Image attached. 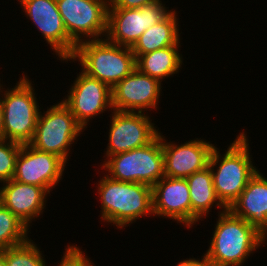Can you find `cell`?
<instances>
[{"label": "cell", "mask_w": 267, "mask_h": 266, "mask_svg": "<svg viewBox=\"0 0 267 266\" xmlns=\"http://www.w3.org/2000/svg\"><path fill=\"white\" fill-rule=\"evenodd\" d=\"M60 61H78L82 72L102 81L111 89L136 68L131 48L116 45L106 38L81 42L76 45L69 59Z\"/></svg>", "instance_id": "4"}, {"label": "cell", "mask_w": 267, "mask_h": 266, "mask_svg": "<svg viewBox=\"0 0 267 266\" xmlns=\"http://www.w3.org/2000/svg\"><path fill=\"white\" fill-rule=\"evenodd\" d=\"M173 11L163 20L154 24L138 38L131 50L137 59L140 55L153 52L168 46L181 45L179 16Z\"/></svg>", "instance_id": "20"}, {"label": "cell", "mask_w": 267, "mask_h": 266, "mask_svg": "<svg viewBox=\"0 0 267 266\" xmlns=\"http://www.w3.org/2000/svg\"><path fill=\"white\" fill-rule=\"evenodd\" d=\"M189 185L191 199V228L203 221L209 215L213 207H217L220 212L227 208L218 199L210 167L197 171L186 178ZM222 210V211H221Z\"/></svg>", "instance_id": "19"}, {"label": "cell", "mask_w": 267, "mask_h": 266, "mask_svg": "<svg viewBox=\"0 0 267 266\" xmlns=\"http://www.w3.org/2000/svg\"><path fill=\"white\" fill-rule=\"evenodd\" d=\"M229 210L267 238V178L259 169Z\"/></svg>", "instance_id": "18"}, {"label": "cell", "mask_w": 267, "mask_h": 266, "mask_svg": "<svg viewBox=\"0 0 267 266\" xmlns=\"http://www.w3.org/2000/svg\"><path fill=\"white\" fill-rule=\"evenodd\" d=\"M160 1L161 0H109L108 8L139 9L145 5Z\"/></svg>", "instance_id": "26"}, {"label": "cell", "mask_w": 267, "mask_h": 266, "mask_svg": "<svg viewBox=\"0 0 267 266\" xmlns=\"http://www.w3.org/2000/svg\"><path fill=\"white\" fill-rule=\"evenodd\" d=\"M0 203L31 229L35 219L46 209L47 196L43 187L25 184L14 179L0 184Z\"/></svg>", "instance_id": "17"}, {"label": "cell", "mask_w": 267, "mask_h": 266, "mask_svg": "<svg viewBox=\"0 0 267 266\" xmlns=\"http://www.w3.org/2000/svg\"><path fill=\"white\" fill-rule=\"evenodd\" d=\"M99 166L115 180L153 187L165 176L163 133L144 147L107 157Z\"/></svg>", "instance_id": "6"}, {"label": "cell", "mask_w": 267, "mask_h": 266, "mask_svg": "<svg viewBox=\"0 0 267 266\" xmlns=\"http://www.w3.org/2000/svg\"><path fill=\"white\" fill-rule=\"evenodd\" d=\"M217 213L210 246L203 253L206 266H243L267 238L229 209Z\"/></svg>", "instance_id": "1"}, {"label": "cell", "mask_w": 267, "mask_h": 266, "mask_svg": "<svg viewBox=\"0 0 267 266\" xmlns=\"http://www.w3.org/2000/svg\"><path fill=\"white\" fill-rule=\"evenodd\" d=\"M84 131L61 100L53 106L50 105V108L47 107V111L39 112L36 131L29 144L39 151L58 155L68 164L72 144L78 141Z\"/></svg>", "instance_id": "7"}, {"label": "cell", "mask_w": 267, "mask_h": 266, "mask_svg": "<svg viewBox=\"0 0 267 266\" xmlns=\"http://www.w3.org/2000/svg\"><path fill=\"white\" fill-rule=\"evenodd\" d=\"M70 39L78 45L105 38L109 0H56Z\"/></svg>", "instance_id": "8"}, {"label": "cell", "mask_w": 267, "mask_h": 266, "mask_svg": "<svg viewBox=\"0 0 267 266\" xmlns=\"http://www.w3.org/2000/svg\"><path fill=\"white\" fill-rule=\"evenodd\" d=\"M179 47L181 45H173L142 54L136 59V68L162 83L165 78L180 72L183 55Z\"/></svg>", "instance_id": "21"}, {"label": "cell", "mask_w": 267, "mask_h": 266, "mask_svg": "<svg viewBox=\"0 0 267 266\" xmlns=\"http://www.w3.org/2000/svg\"><path fill=\"white\" fill-rule=\"evenodd\" d=\"M66 164L54 153L42 152L30 144H22L12 179L43 187L50 194L52 189L62 181Z\"/></svg>", "instance_id": "13"}, {"label": "cell", "mask_w": 267, "mask_h": 266, "mask_svg": "<svg viewBox=\"0 0 267 266\" xmlns=\"http://www.w3.org/2000/svg\"><path fill=\"white\" fill-rule=\"evenodd\" d=\"M154 217L168 218L191 228V199L186 179L162 177L152 187Z\"/></svg>", "instance_id": "16"}, {"label": "cell", "mask_w": 267, "mask_h": 266, "mask_svg": "<svg viewBox=\"0 0 267 266\" xmlns=\"http://www.w3.org/2000/svg\"><path fill=\"white\" fill-rule=\"evenodd\" d=\"M29 232L30 228L0 203V251L26 242Z\"/></svg>", "instance_id": "22"}, {"label": "cell", "mask_w": 267, "mask_h": 266, "mask_svg": "<svg viewBox=\"0 0 267 266\" xmlns=\"http://www.w3.org/2000/svg\"><path fill=\"white\" fill-rule=\"evenodd\" d=\"M97 182L101 221L122 230L143 216L154 217L151 186L122 182L106 174Z\"/></svg>", "instance_id": "2"}, {"label": "cell", "mask_w": 267, "mask_h": 266, "mask_svg": "<svg viewBox=\"0 0 267 266\" xmlns=\"http://www.w3.org/2000/svg\"><path fill=\"white\" fill-rule=\"evenodd\" d=\"M176 266H206L204 254L201 259L198 257L197 259L192 257L189 259H183V261L178 262Z\"/></svg>", "instance_id": "27"}, {"label": "cell", "mask_w": 267, "mask_h": 266, "mask_svg": "<svg viewBox=\"0 0 267 266\" xmlns=\"http://www.w3.org/2000/svg\"><path fill=\"white\" fill-rule=\"evenodd\" d=\"M62 102L70 109L76 121L84 129L90 125L88 122H91L92 118L94 119L98 114L113 111L112 89L82 71L77 73V77Z\"/></svg>", "instance_id": "11"}, {"label": "cell", "mask_w": 267, "mask_h": 266, "mask_svg": "<svg viewBox=\"0 0 267 266\" xmlns=\"http://www.w3.org/2000/svg\"><path fill=\"white\" fill-rule=\"evenodd\" d=\"M0 266H5L4 253L0 251Z\"/></svg>", "instance_id": "29"}, {"label": "cell", "mask_w": 267, "mask_h": 266, "mask_svg": "<svg viewBox=\"0 0 267 266\" xmlns=\"http://www.w3.org/2000/svg\"><path fill=\"white\" fill-rule=\"evenodd\" d=\"M110 114L108 144L104 158L141 148L152 142L160 133L148 112L113 110Z\"/></svg>", "instance_id": "10"}, {"label": "cell", "mask_w": 267, "mask_h": 266, "mask_svg": "<svg viewBox=\"0 0 267 266\" xmlns=\"http://www.w3.org/2000/svg\"><path fill=\"white\" fill-rule=\"evenodd\" d=\"M23 15L32 21L57 59H69L76 48L59 13L56 0H17Z\"/></svg>", "instance_id": "12"}, {"label": "cell", "mask_w": 267, "mask_h": 266, "mask_svg": "<svg viewBox=\"0 0 267 266\" xmlns=\"http://www.w3.org/2000/svg\"><path fill=\"white\" fill-rule=\"evenodd\" d=\"M0 139H4L3 137V109H2L1 100H0Z\"/></svg>", "instance_id": "28"}, {"label": "cell", "mask_w": 267, "mask_h": 266, "mask_svg": "<svg viewBox=\"0 0 267 266\" xmlns=\"http://www.w3.org/2000/svg\"><path fill=\"white\" fill-rule=\"evenodd\" d=\"M173 9L155 2L139 9L108 8L105 38L125 47H132L148 28L165 19Z\"/></svg>", "instance_id": "9"}, {"label": "cell", "mask_w": 267, "mask_h": 266, "mask_svg": "<svg viewBox=\"0 0 267 266\" xmlns=\"http://www.w3.org/2000/svg\"><path fill=\"white\" fill-rule=\"evenodd\" d=\"M21 145L18 142L0 139V183L13 178Z\"/></svg>", "instance_id": "24"}, {"label": "cell", "mask_w": 267, "mask_h": 266, "mask_svg": "<svg viewBox=\"0 0 267 266\" xmlns=\"http://www.w3.org/2000/svg\"><path fill=\"white\" fill-rule=\"evenodd\" d=\"M163 83L135 68L112 88L113 110L145 113L157 110ZM149 109V110H148Z\"/></svg>", "instance_id": "14"}, {"label": "cell", "mask_w": 267, "mask_h": 266, "mask_svg": "<svg viewBox=\"0 0 267 266\" xmlns=\"http://www.w3.org/2000/svg\"><path fill=\"white\" fill-rule=\"evenodd\" d=\"M216 145L196 138L182 144L168 142L163 135L164 175L186 179L191 174L209 166L210 156Z\"/></svg>", "instance_id": "15"}, {"label": "cell", "mask_w": 267, "mask_h": 266, "mask_svg": "<svg viewBox=\"0 0 267 266\" xmlns=\"http://www.w3.org/2000/svg\"><path fill=\"white\" fill-rule=\"evenodd\" d=\"M248 137L243 129L225 153L220 154V149L215 146L210 156L209 167L214 189L227 209L239 198L250 178L258 171L251 159Z\"/></svg>", "instance_id": "3"}, {"label": "cell", "mask_w": 267, "mask_h": 266, "mask_svg": "<svg viewBox=\"0 0 267 266\" xmlns=\"http://www.w3.org/2000/svg\"><path fill=\"white\" fill-rule=\"evenodd\" d=\"M31 238L26 242L1 250L5 266H47L43 251Z\"/></svg>", "instance_id": "23"}, {"label": "cell", "mask_w": 267, "mask_h": 266, "mask_svg": "<svg viewBox=\"0 0 267 266\" xmlns=\"http://www.w3.org/2000/svg\"><path fill=\"white\" fill-rule=\"evenodd\" d=\"M22 77L13 88H3L0 78V100L3 109V137L20 144H29L36 131L39 100L29 77ZM4 89V90H3ZM40 108V109H39Z\"/></svg>", "instance_id": "5"}, {"label": "cell", "mask_w": 267, "mask_h": 266, "mask_svg": "<svg viewBox=\"0 0 267 266\" xmlns=\"http://www.w3.org/2000/svg\"><path fill=\"white\" fill-rule=\"evenodd\" d=\"M65 247L61 262L57 266H95L85 251L81 250V247L76 246V244H69Z\"/></svg>", "instance_id": "25"}]
</instances>
